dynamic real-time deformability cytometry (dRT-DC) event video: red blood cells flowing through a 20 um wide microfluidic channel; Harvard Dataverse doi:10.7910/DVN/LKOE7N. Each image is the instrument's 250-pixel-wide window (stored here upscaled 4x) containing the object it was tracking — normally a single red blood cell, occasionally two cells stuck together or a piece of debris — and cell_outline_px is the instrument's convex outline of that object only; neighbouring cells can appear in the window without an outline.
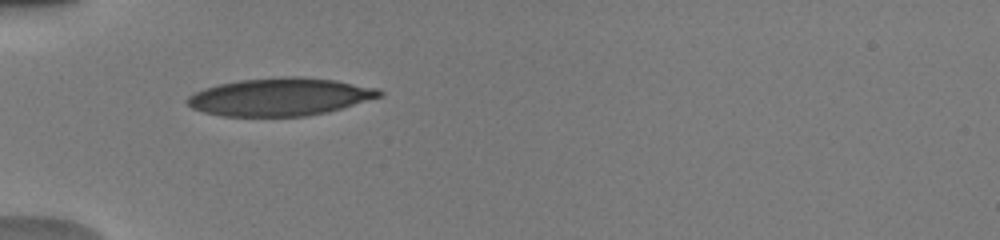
{"species": "human", "species_latin": "Homo sapiens", "temperature_condition": "warm", "stored_images_in_passage": 41, "camera_frame_rate_fps": 3000, "um_per_image_px": 0.085, "donor": {"sex": "male"}, "frame": {"image": 1, "passage_image": 1, "time_ms": 0.0, "image_size_px": [1000, 240], "cell_outline_px": [[384, 96], [328, 112], [304, 116], [224, 116], [204, 112], [192, 108], [184, 100], [188, 96], [204, 88], [220, 84], [240, 80], [280, 76], [300, 76], [336, 80], [380, 88], [384, 92]], "centroid_in_image_um": [23.86, 8.22], "position_along_channel_um": 61.1, "area_um2": 42.54}}
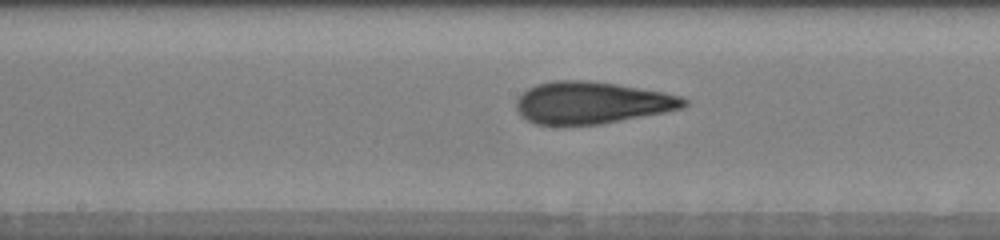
{"frame": {"image": 2, "passage_image": 12, "time_ms": 3.667, "image_size_px": [1000, 240], "cell_outline_px": [[688, 104], [684, 108], [664, 112], [600, 124], [536, 124], [528, 120], [516, 108], [516, 100], [528, 88], [536, 84], [552, 80], [588, 80], [616, 84], [664, 92], [680, 96], [688, 100]], "centroid_in_image_um": [50.32, 8.71], "position_along_channel_um": 197.9, "area_um2": 40.75}}
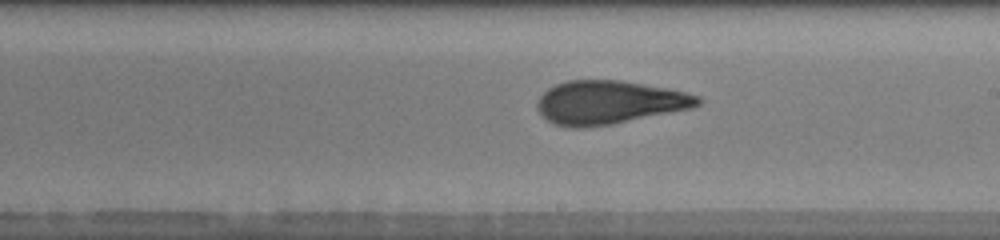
{"frame": {"image": 3, "passage_image": 15, "time_ms": 4.667, "image_size_px": [1000, 240], "cell_outline_px": [[704, 100], [700, 104], [692, 108], [612, 124], [584, 128], [568, 128], [552, 124], [540, 116], [536, 108], [536, 104], [540, 96], [548, 88], [556, 84], [568, 80], [620, 80], [668, 88], [700, 96]], "centroid_in_image_um": [51.74, 8.71], "position_along_channel_um": 237.3, "area_um2": 41.04}, "authors_computed_cell_mechanics": {"area_um2": 39.593, "velocity_mm_per_s": 3.9344, "shape_relaxation_time_tau1_ms": null, "shape_relaxation_time_tau2_ms": 1.3206, "deformation_change_tau1": null, "deformation_change_tau2": 0.0974}}